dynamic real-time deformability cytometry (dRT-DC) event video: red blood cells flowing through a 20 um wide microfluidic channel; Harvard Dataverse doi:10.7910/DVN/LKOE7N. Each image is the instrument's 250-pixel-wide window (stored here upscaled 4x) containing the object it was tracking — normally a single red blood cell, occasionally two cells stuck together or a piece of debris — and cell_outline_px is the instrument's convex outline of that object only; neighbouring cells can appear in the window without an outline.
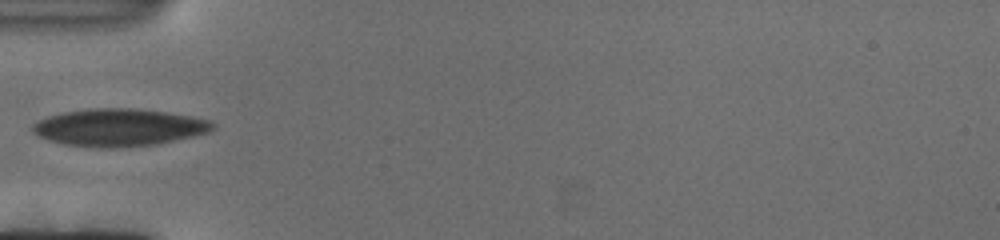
{"species": "human", "species_latin": "Homo sapiens", "temperature_condition": "cold", "stored_images_in_passage": 83, "camera_frame_rate_fps": 3000, "um_per_image_px": 0.085, "donor": {"sex": "female"}, "frame": {"image": 1, "passage_image": 1, "time_ms": 0.0, "image_size_px": [1000, 240], "cell_outline_px": [[216, 128], [208, 132], [192, 136], [156, 144], [112, 148], [64, 144], [48, 140], [40, 136], [32, 128], [32, 124], [48, 116], [64, 112], [92, 108], [136, 108], [192, 116], [212, 120], [216, 124]], "centroid_in_image_um": [10.16, 10.82], "position_along_channel_um": 74.8, "area_um2": 38.96}}